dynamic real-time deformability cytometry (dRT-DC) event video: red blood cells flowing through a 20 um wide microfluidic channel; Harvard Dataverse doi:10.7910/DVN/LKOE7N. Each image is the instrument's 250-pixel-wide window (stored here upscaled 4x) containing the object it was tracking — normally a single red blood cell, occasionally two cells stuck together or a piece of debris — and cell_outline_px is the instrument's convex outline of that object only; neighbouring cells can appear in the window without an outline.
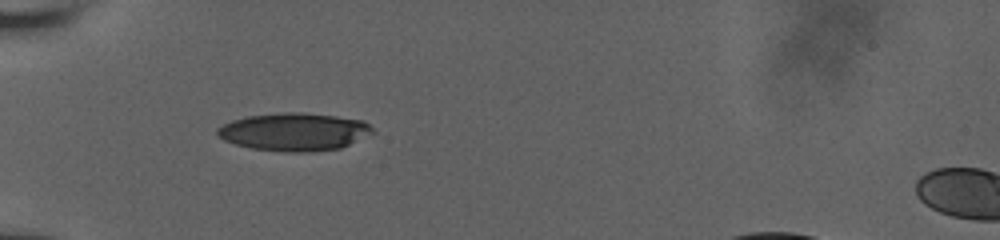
{"species": "human", "species_latin": "Homo sapiens", "temperature_condition": "room temperature", "stored_images_in_passage": 11, "camera_frame_rate_fps": 3000, "um_per_image_px": 0.085, "donor": {"sex": "male"}, "frame": {"image": 1, "passage_image": 1, "time_ms": 0.0, "image_size_px": [1000, 240], "cell_outline_px": [[376, 132], [340, 148], [312, 152], [284, 152], [252, 148], [236, 144], [224, 140], [216, 132], [216, 128], [232, 120], [244, 116], [284, 112], [300, 112], [336, 116], [364, 120]], "centroid_in_image_um": [25.01, 11.2], "position_along_channel_um": 60.0, "area_um2": 34.33}}
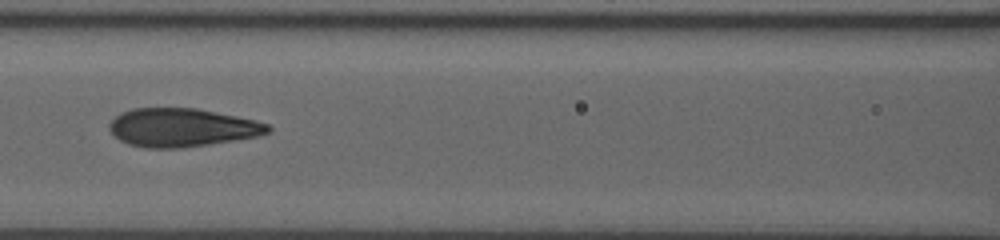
{"frame": {"image": 2, "passage_image": 7, "time_ms": 2.667, "image_size_px": [1000, 240], "cell_outline_px": [[272, 128], [268, 132], [256, 136], [208, 144], [180, 148], [144, 148], [128, 144], [120, 140], [108, 128], [108, 124], [120, 112], [132, 108], [196, 108], [256, 120], [268, 124]], "centroid_in_image_um": [15.42, 10.83], "position_along_channel_um": 151.2, "area_um2": 35.32}}
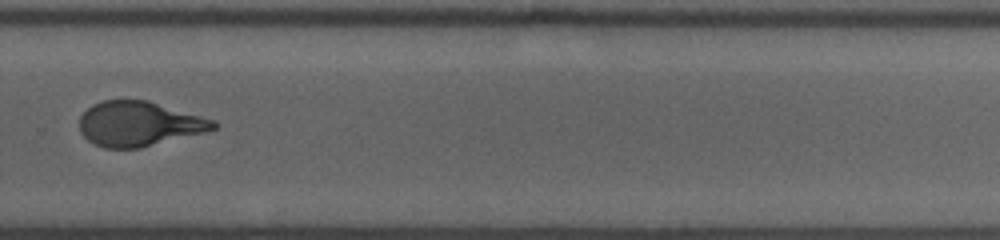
{"frame": {"image": 3, "passage_image": 11, "time_ms": 7.0, "image_size_px": [1000, 240], "cell_outline_px": [[220, 124], [216, 128], [204, 132], [140, 148], [104, 148], [88, 140], [80, 132], [80, 116], [92, 104], [100, 100], [148, 100], [216, 120]], "centroid_in_image_um": [11.83, 10.51], "position_along_channel_um": 318.0, "area_um2": 34.97}}